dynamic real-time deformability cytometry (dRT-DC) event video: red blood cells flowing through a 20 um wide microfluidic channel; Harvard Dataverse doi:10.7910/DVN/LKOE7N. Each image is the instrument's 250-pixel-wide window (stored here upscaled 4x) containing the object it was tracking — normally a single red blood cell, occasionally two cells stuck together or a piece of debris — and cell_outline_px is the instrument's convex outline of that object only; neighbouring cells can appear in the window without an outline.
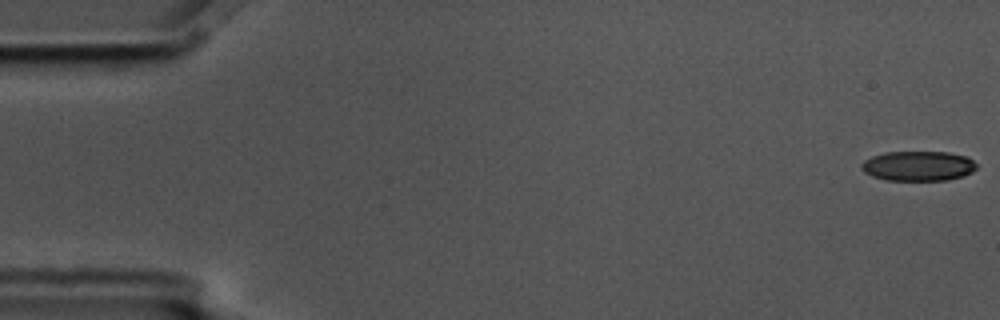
{"species": "common noctule bat (a hibernating species)", "species_latin": "Nyctalus noctula", "temperature_condition": "cold", "stored_images_in_passage": 6, "camera_frame_rate_fps": 3000, "um_per_image_px": 0.085, "animal": {"sex": "male", "body_mass_g": 17.5, "forearm_length_mm": 52.3}, "frame": {"image": 1, "passage_image": 1, "time_ms": 0.0, "image_size_px": [1000, 320], "cell_outline_px": [[976, 168], [972, 172], [964, 176], [948, 180], [884, 180], [872, 176], [864, 172], [860, 168], [860, 164], [864, 160], [872, 156], [884, 152], [948, 152], [968, 156], [976, 164]], "centroid_in_image_um": [78.03, 14.11], "position_along_channel_um": 7.0, "area_um2": 20.23}}